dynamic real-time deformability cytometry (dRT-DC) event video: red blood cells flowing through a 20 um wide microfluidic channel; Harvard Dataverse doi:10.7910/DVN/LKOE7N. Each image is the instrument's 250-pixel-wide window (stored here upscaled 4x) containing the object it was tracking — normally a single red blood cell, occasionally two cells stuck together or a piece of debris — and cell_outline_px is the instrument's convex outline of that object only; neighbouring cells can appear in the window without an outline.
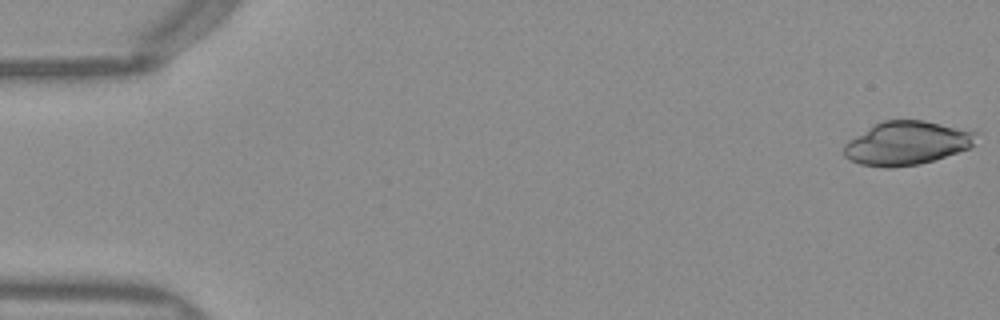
{"species": "Egyptian fruit bat (a non-hibernating species)", "species_latin": "Rousettus aegyptiacus", "temperature_condition": "warm", "stored_images_in_passage": 50, "camera_frame_rate_fps": 3000, "um_per_image_px": 0.085, "frame": {"image": 1, "passage_image": 1, "time_ms": 0.0, "image_size_px": [1000, 320], "cell_outline_px": [[980, 132], [972, 148], [920, 164], [892, 168], [884, 168], [860, 164], [844, 156], [844, 144], [848, 140], [872, 124], [884, 120], [924, 120]], "centroid_in_image_um": [77.1, 12.16], "position_along_channel_um": 7.9, "area_um2": 34.04}}